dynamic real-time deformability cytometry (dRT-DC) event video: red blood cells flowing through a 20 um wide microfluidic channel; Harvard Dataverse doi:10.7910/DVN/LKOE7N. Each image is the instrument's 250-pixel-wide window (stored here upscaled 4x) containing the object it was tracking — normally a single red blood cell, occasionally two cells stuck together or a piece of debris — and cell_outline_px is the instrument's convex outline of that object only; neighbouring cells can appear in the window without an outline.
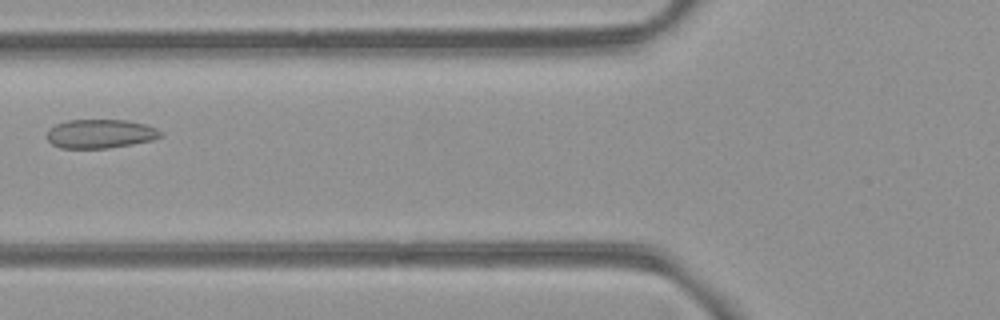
{"species": "common noctule bat (a hibernating species)", "species_latin": "Nyctalus noctula", "temperature_condition": "room temperature", "stored_images_in_passage": 3, "camera_frame_rate_fps": 3000, "um_per_image_px": 0.085, "animal": {"sex": "female", "body_mass_g": 21.9}, "frame": {"image": 1, "passage_image": 2, "time_ms": 1.0, "image_size_px": [1000, 320], "cell_outline_px": [[164, 136], [152, 140], [132, 144], [108, 148], [60, 148], [52, 144], [48, 140], [48, 132], [56, 124], [68, 120], [128, 120], [144, 124], [156, 128]], "centroid_in_image_um": [8.55, 11.37], "position_along_channel_um": 117.3, "area_um2": 19.02}}
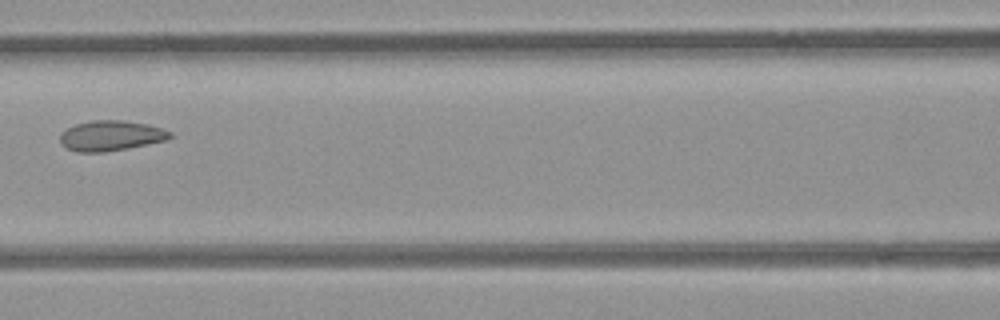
{"frame": {"image": 2, "passage_image": 3, "time_ms": 2.0, "image_size_px": [1000, 320], "cell_outline_px": [[172, 136], [168, 140], [128, 148], [104, 152], [76, 152], [68, 148], [60, 140], [60, 132], [76, 124], [92, 120], [124, 120], [148, 124], [172, 132]], "centroid_in_image_um": [9.45, 11.53], "position_along_channel_um": 157.2, "area_um2": 19.36}}